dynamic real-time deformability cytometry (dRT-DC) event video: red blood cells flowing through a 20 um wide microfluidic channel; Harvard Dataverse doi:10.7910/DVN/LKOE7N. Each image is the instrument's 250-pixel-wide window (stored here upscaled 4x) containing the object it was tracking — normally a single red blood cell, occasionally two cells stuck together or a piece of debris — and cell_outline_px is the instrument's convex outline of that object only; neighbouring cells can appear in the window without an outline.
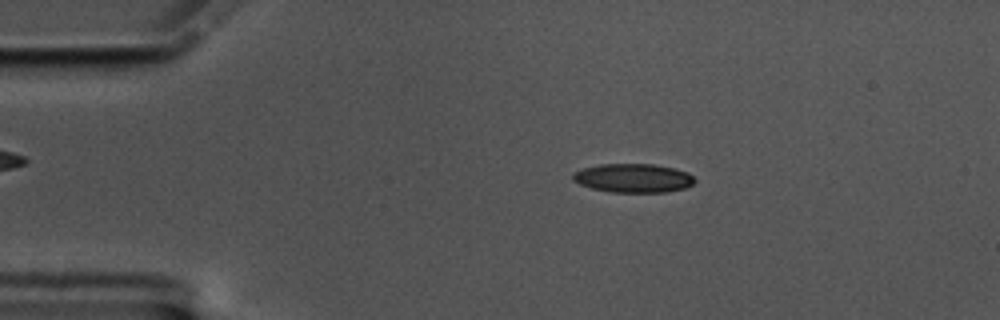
{"species": "common noctule bat (a hibernating species)", "species_latin": "Nyctalus noctula", "temperature_condition": "cold", "stored_images_in_passage": 60, "camera_frame_rate_fps": 3000, "um_per_image_px": 0.085, "animal": {"sex": "male", "body_mass_g": 17.5, "forearm_length_mm": 52.3}, "frame": {"image": 1, "passage_image": 11, "time_ms": 3.333, "image_size_px": [1000, 320], "cell_outline_px": [[696, 180], [692, 184], [684, 188], [668, 192], [612, 192], [592, 188], [580, 184], [572, 180], [572, 172], [584, 168], [600, 164], [652, 164], [676, 168], [688, 172]], "centroid_in_image_um": [53.83, 15.13], "position_along_channel_um": 31.2, "area_um2": 20.52}}
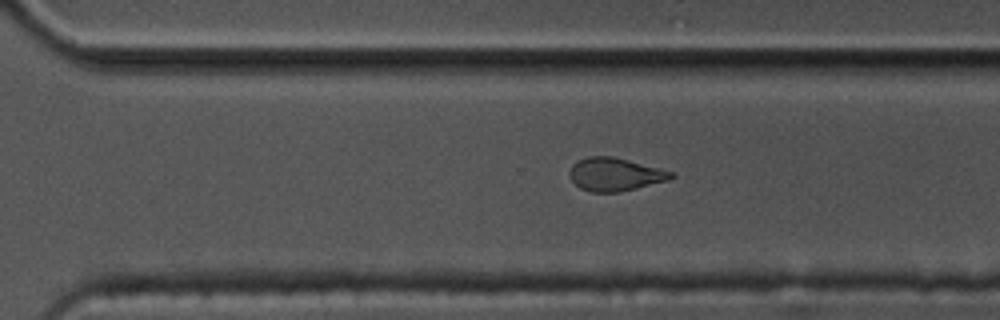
{"frame": {"image": 2, "passage_image": 41, "time_ms": 13.333, "image_size_px": [1000, 320], "cell_outline_px": [[676, 176], [668, 180], [636, 188], [616, 192], [588, 192], [580, 188], [568, 176], [568, 172], [572, 164], [588, 156], [612, 156], [628, 160], [672, 172]], "centroid_in_image_um": [52.22, 14.82], "position_along_channel_um": 318.4, "area_um2": 19.42}}
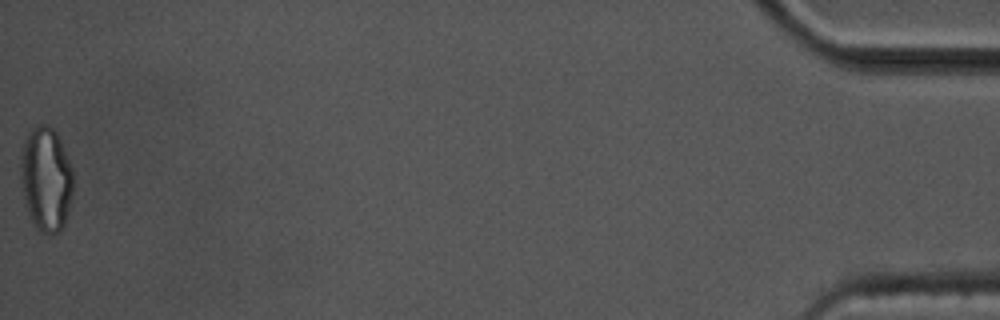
{"frame": {"image": 3, "passage_image": 60, "time_ms": 19.667, "image_size_px": [1000, 320], "cell_outline_px": [[72, 192], [68, 212], [64, 224], [60, 232], [52, 236], [36, 228], [32, 220], [24, 196], [20, 168], [20, 156], [24, 140], [28, 132], [32, 128], [40, 124], [48, 124], [56, 132], [60, 140], [72, 168]], "centroid_in_image_um": [3.92, 15.2], "position_along_channel_um": 431.3, "area_um2": 31.73}, "authors_computed_cell_mechanics": {"area_um2": 20.4612, "velocity_mm_per_s": 3.3394, "shape_relaxation_time_tau1_ms": 4.1938, "shape_relaxation_time_tau2_ms": 2.5895, "deformation_change_tau1": 0.1471, "deformation_change_tau2": 0.1044}}